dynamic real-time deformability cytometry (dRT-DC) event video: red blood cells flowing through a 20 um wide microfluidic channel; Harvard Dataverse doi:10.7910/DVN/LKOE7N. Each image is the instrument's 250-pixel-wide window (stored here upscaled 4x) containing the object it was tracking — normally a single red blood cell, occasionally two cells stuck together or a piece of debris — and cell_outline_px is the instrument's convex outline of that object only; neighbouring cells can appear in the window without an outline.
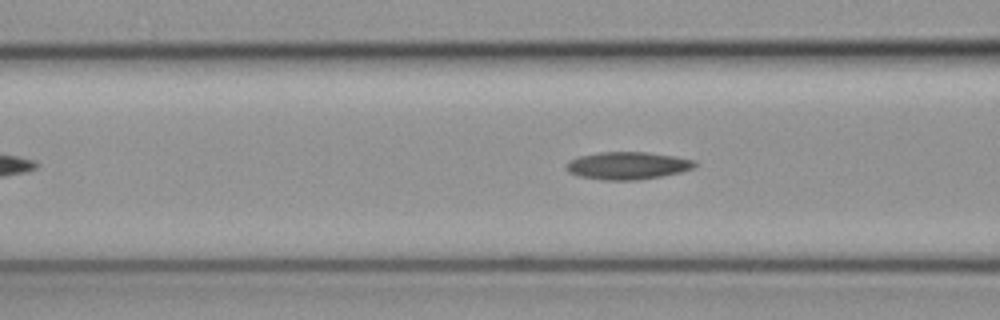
{"species": "common noctule bat (a hibernating species)", "species_latin": "Nyctalus noctula", "temperature_condition": "cold", "stored_images_in_passage": 15, "camera_frame_rate_fps": 3000, "um_per_image_px": 0.085, "animal": {"sex": "female", "body_mass_g": 19.3, "forearm_length_mm": 54.1}, "frame": {"image": 1, "passage_image": 14, "time_ms": 4.333, "image_size_px": [1000, 320], "cell_outline_px": [[696, 164], [692, 168], [680, 172], [660, 176], [636, 180], [604, 180], [580, 176], [568, 172], [564, 168], [564, 164], [568, 160], [580, 156], [600, 152], [644, 152], [672, 156], [696, 160]], "centroid_in_image_um": [53.28, 14.07], "position_along_channel_um": 113.3, "area_um2": 20.52}}